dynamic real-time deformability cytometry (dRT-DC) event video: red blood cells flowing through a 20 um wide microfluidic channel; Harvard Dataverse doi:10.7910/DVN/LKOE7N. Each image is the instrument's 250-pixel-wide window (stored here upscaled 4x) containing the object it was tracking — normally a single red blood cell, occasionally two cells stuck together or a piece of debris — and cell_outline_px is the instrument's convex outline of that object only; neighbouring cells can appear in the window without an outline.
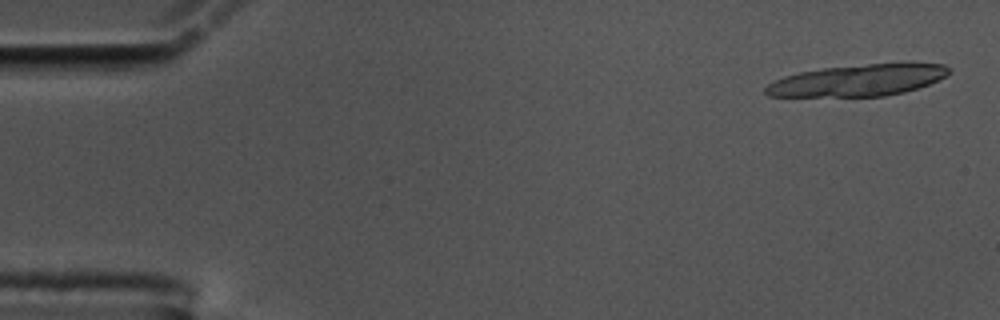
{"species": "common noctule bat (a hibernating species)", "species_latin": "Nyctalus noctula", "temperature_condition": "cold", "stored_images_in_passage": 20, "segment_of_instrument_passage": [1, 2], "camera_frame_rate_fps": 3000, "um_per_image_px": 0.085, "animal": {"sex": "male", "body_mass_g": 17.5, "forearm_length_mm": 52.3}, "frame": {"image": 1, "passage_image": 2, "time_ms": 0.333, "image_size_px": [1000, 320], "cell_outline_px": [[952, 68], [944, 76], [928, 84], [904, 92], [884, 96], [768, 96], [764, 92], [764, 88], [768, 84], [784, 76], [800, 72], [824, 68], [904, 60], [912, 60], [944, 64]], "centroid_in_image_um": [73.03, 6.78], "position_along_channel_um": 12.0, "area_um2": 34.39}}